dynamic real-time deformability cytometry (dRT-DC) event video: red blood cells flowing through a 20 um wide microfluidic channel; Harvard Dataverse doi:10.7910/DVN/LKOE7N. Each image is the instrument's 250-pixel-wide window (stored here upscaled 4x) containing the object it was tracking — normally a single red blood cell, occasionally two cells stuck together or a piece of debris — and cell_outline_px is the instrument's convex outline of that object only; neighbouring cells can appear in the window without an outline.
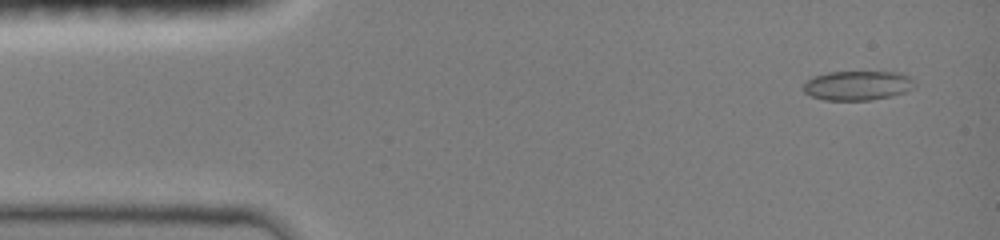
{"species": "common noctule bat (a hibernating species)", "species_latin": "Nyctalus noctula", "temperature_condition": "room temperature", "stored_images_in_passage": 43, "camera_frame_rate_fps": 3000, "um_per_image_px": 0.085, "animal": {"sex": "female", "body_mass_g": 19.0, "forearm_length_mm": 51.5}, "frame": {"image": 1, "passage_image": 4, "time_ms": 0.667, "image_size_px": [1000, 240], "cell_outline_px": [[916, 84], [912, 88], [904, 92], [892, 96], [872, 100], [824, 100], [812, 96], [804, 92], [800, 88], [812, 76], [828, 72], [900, 72], [908, 76]], "centroid_in_image_um": [72.86, 7.27], "position_along_channel_um": 12.1, "area_um2": 19.19}}
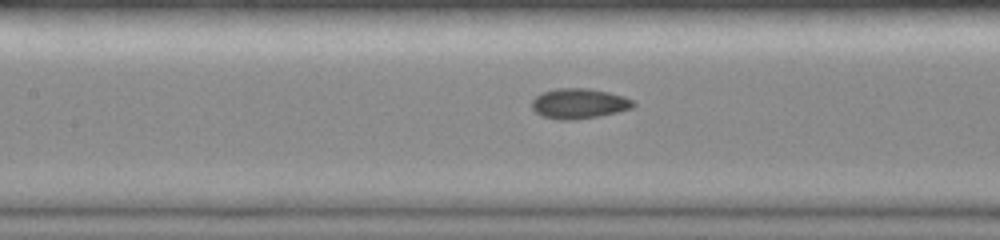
{"frame": {"image": 2, "passage_image": 26, "time_ms": 6.667, "image_size_px": [1000, 240], "cell_outline_px": [[636, 104], [632, 108], [616, 112], [576, 120], [560, 120], [544, 116], [536, 112], [532, 108], [532, 100], [540, 92], [556, 88], [588, 88], [608, 92], [624, 96], [632, 100]], "centroid_in_image_um": [49.2, 8.79], "position_along_channel_um": 158.2, "area_um2": 17.8}}
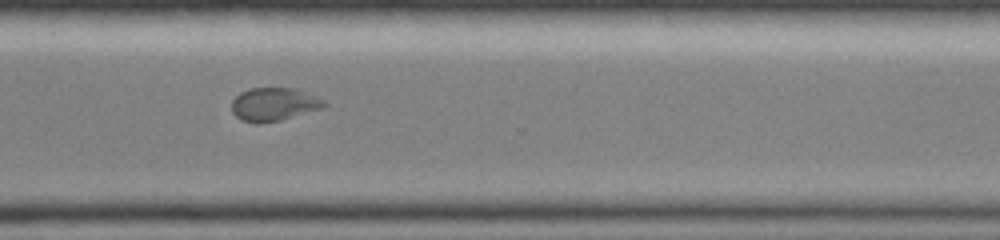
{"frame": {"image": 3, "passage_image": 42, "time_ms": 11.333, "image_size_px": [1000, 240], "cell_outline_px": [[328, 104], [320, 108], [280, 120], [260, 124], [256, 124], [240, 120], [232, 112], [232, 100], [240, 92], [252, 88], [292, 88], [304, 92], [324, 100]], "centroid_in_image_um": [23.22, 8.88], "position_along_channel_um": 347.4, "area_um2": 17.69}}